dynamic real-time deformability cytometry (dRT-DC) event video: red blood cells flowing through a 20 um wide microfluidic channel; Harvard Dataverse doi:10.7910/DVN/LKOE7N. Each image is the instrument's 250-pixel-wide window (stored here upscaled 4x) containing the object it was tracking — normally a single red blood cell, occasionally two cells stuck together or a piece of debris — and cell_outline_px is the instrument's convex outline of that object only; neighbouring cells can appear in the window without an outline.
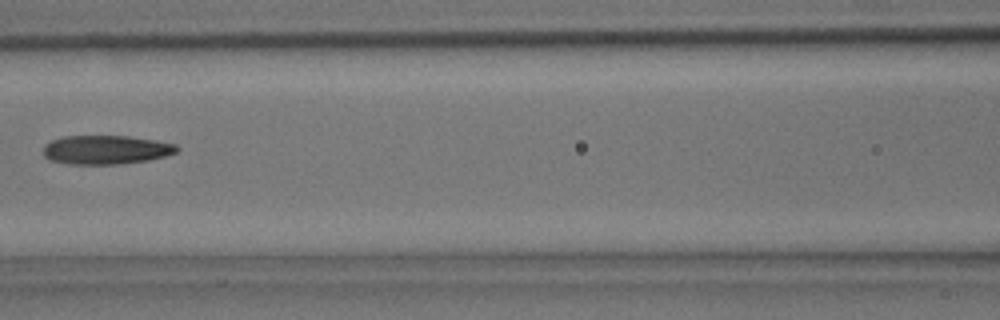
{"species": "common noctule bat (a hibernating species)", "species_latin": "Nyctalus noctula", "temperature_condition": "room temperature", "stored_images_in_passage": 4, "camera_frame_rate_fps": 3000, "um_per_image_px": 0.085, "animal": {"sex": "male", "body_mass_g": 15.6}, "frame": {"image": 1, "passage_image": 4, "time_ms": 1.0, "image_size_px": [1000, 320], "cell_outline_px": [[180, 148], [176, 152], [164, 156], [148, 160], [116, 164], [72, 164], [48, 160], [44, 156], [44, 144], [52, 140], [64, 136], [128, 136], [176, 144]], "centroid_in_image_um": [8.98, 12.73], "position_along_channel_um": 157.6, "area_um2": 22.37}}